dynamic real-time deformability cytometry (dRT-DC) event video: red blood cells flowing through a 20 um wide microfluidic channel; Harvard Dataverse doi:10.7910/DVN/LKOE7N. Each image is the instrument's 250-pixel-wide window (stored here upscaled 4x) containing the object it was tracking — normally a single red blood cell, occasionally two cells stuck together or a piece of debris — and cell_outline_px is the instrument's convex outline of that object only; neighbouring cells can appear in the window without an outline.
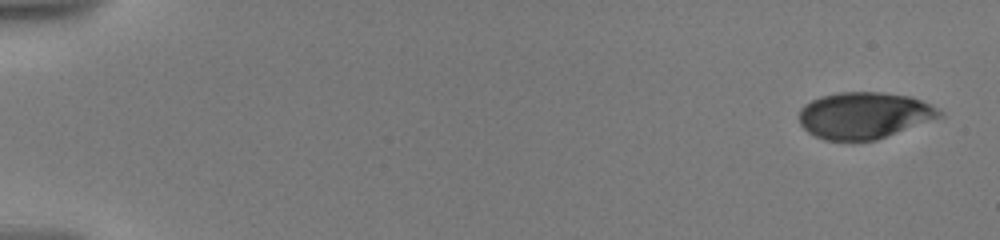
{"species": "human", "species_latin": "Homo sapiens", "temperature_condition": "warm", "stored_images_in_passage": 10, "camera_frame_rate_fps": 3000, "um_per_image_px": 0.085, "donor": {"sex": "male"}, "frame": {"image": 1, "passage_image": 1, "time_ms": 0.0, "image_size_px": [1000, 240], "cell_outline_px": [[944, 116], [876, 140], [852, 144], [824, 140], [808, 132], [800, 124], [800, 108], [804, 104], [820, 96], [840, 92], [880, 92], [908, 96], [920, 100], [944, 112]], "centroid_in_image_um": [73.42, 9.85], "position_along_channel_um": 11.6, "area_um2": 38.67}}
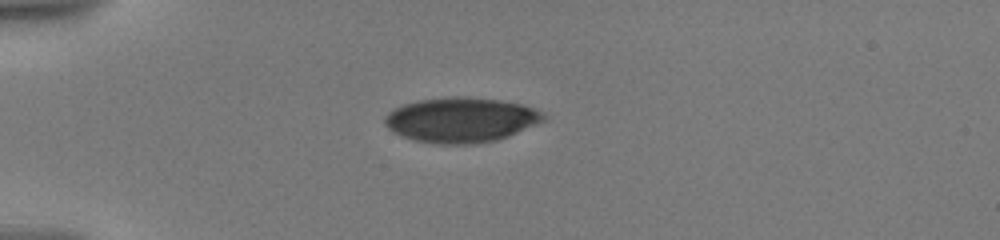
{"frame": {"image": 2, "passage_image": 7, "time_ms": 4.667, "image_size_px": [1000, 240], "cell_outline_px": [[544, 120], [536, 124], [508, 136], [496, 140], [472, 144], [440, 144], [416, 140], [392, 132], [384, 124], [384, 116], [388, 112], [404, 104], [420, 100], [448, 96], [464, 96], [500, 100], [520, 104], [536, 108], [544, 112]], "centroid_in_image_um": [39.18, 10.18], "position_along_channel_um": 45.8, "area_um2": 41.5}}
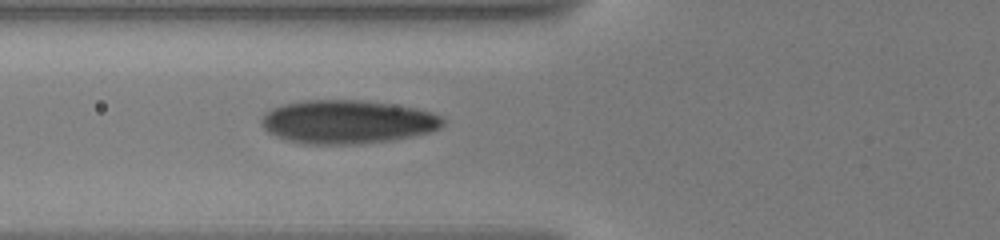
{"frame": {"image": 3, "passage_image": 10, "time_ms": 7.0, "image_size_px": [1000, 240], "cell_outline_px": [[444, 124], [440, 128], [428, 132], [412, 136], [392, 140], [356, 144], [304, 144], [288, 140], [276, 136], [268, 132], [260, 124], [260, 120], [264, 112], [272, 108], [284, 104], [304, 100], [360, 100], [416, 108], [432, 112], [440, 116], [444, 120]], "centroid_in_image_um": [29.49, 10.36], "position_along_channel_um": 96.3, "area_um2": 46.01}}